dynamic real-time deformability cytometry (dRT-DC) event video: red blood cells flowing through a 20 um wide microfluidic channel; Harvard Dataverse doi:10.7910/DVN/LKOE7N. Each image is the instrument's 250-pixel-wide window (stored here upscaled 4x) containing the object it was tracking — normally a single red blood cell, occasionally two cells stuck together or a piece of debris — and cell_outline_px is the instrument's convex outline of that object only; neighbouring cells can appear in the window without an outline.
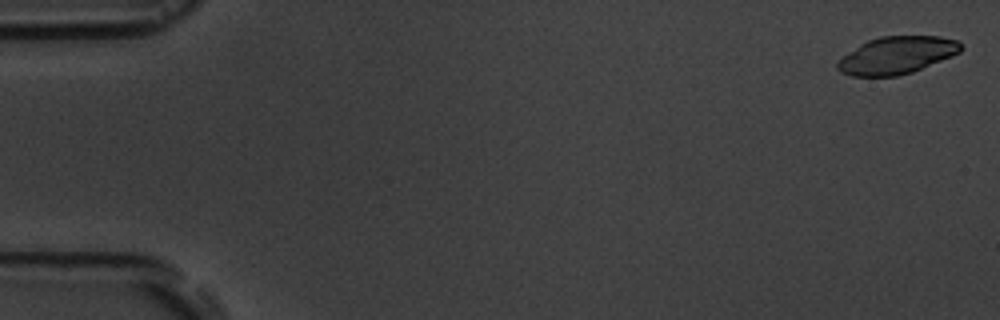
{"species": "common noctule bat (a hibernating species)", "species_latin": "Nyctalus noctula", "temperature_condition": "room temperature", "stored_images_in_passage": 6, "camera_frame_rate_fps": 3000, "um_per_image_px": 0.085, "animal": {"sex": "male", "body_mass_g": 19.5, "forearm_length_mm": 54.6}, "frame": {"image": 1, "passage_image": 1, "time_ms": 0.0, "image_size_px": [1000, 320], "cell_outline_px": [[964, 48], [960, 52], [952, 56], [912, 72], [896, 76], [852, 76], [840, 72], [836, 68], [836, 64], [844, 56], [860, 44], [868, 40], [880, 36], [940, 36], [956, 40]], "centroid_in_image_um": [76.23, 4.69], "position_along_channel_um": 8.8, "area_um2": 26.7}}